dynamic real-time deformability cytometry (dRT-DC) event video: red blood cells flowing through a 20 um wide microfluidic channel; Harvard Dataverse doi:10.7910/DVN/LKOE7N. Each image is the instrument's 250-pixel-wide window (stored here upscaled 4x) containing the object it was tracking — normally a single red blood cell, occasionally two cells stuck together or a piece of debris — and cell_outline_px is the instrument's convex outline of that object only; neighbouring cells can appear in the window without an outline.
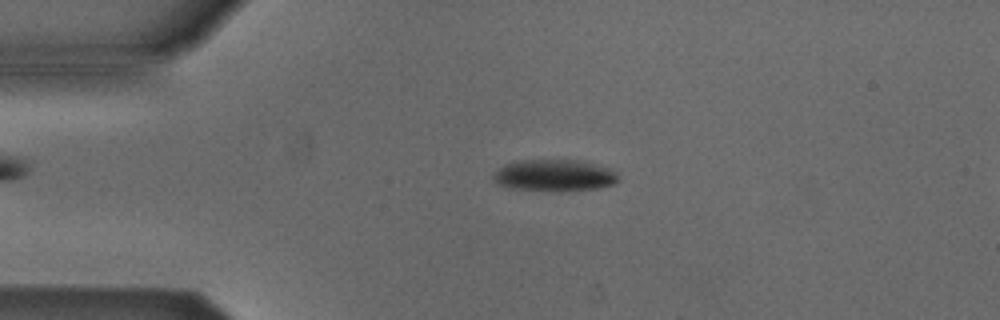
{"species": "Egyptian fruit bat (a non-hibernating species)", "species_latin": "Rousettus aegyptiacus", "temperature_condition": "cold", "stored_images_in_passage": 5, "segment_of_instrument_passage": [1, 2], "camera_frame_rate_fps": 3000, "um_per_image_px": 0.085, "animal": {"sex": "male"}, "frame": {"image": 1, "passage_image": 3, "time_ms": 2.333, "image_size_px": [1000, 320], "cell_outline_px": [[620, 180], [616, 184], [600, 188], [508, 188], [496, 184], [492, 180], [492, 176], [504, 164], [512, 160], [576, 160], [608, 168], [616, 172], [620, 176]], "centroid_in_image_um": [47.1, 14.86], "position_along_channel_um": 37.9, "area_um2": 22.25}}